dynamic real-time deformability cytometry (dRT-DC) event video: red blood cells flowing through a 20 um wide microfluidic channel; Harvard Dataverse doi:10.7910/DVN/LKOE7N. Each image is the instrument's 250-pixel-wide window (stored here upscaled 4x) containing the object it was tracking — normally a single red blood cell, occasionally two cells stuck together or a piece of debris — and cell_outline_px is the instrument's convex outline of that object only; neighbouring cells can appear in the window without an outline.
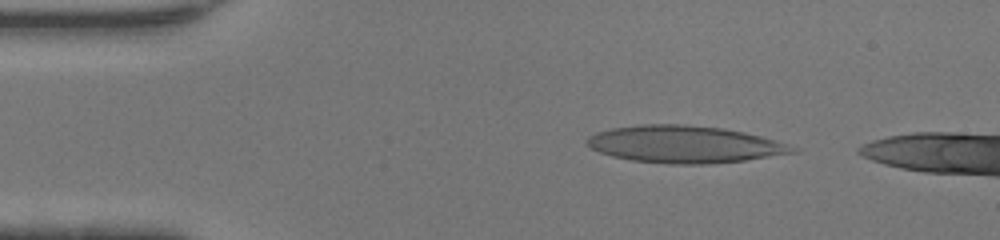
{"species": "human", "species_latin": "Homo sapiens", "temperature_condition": "warm", "stored_images_in_passage": 43, "camera_frame_rate_fps": 3000, "um_per_image_px": 0.085, "donor": {"sex": "female"}, "frame": {"image": 1, "passage_image": 6, "time_ms": 1.667, "image_size_px": [1000, 240], "cell_outline_px": [[800, 152], [744, 160], [712, 164], [668, 164], [632, 160], [612, 156], [600, 152], [584, 144], [584, 140], [588, 136], [596, 132], [612, 128], [640, 124], [684, 124], [724, 128], [744, 132], [776, 140], [800, 148]], "centroid_in_image_um": [58.19, 12.26], "position_along_channel_um": 26.8, "area_um2": 44.85}}
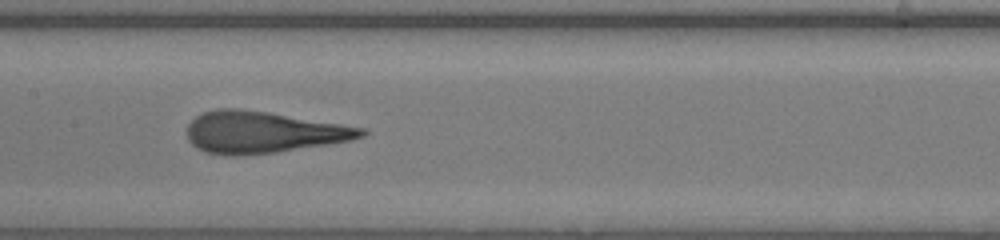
{"frame": {"image": 2, "passage_image": 21, "time_ms": 6.667, "image_size_px": [1000, 240], "cell_outline_px": [[368, 132], [364, 136], [352, 140], [328, 144], [276, 152], [236, 156], [204, 152], [196, 148], [188, 140], [188, 124], [196, 116], [204, 112], [216, 108], [240, 108], [268, 112], [368, 128]], "centroid_in_image_um": [22.37, 11.23], "position_along_channel_um": 185.0, "area_um2": 42.43}}
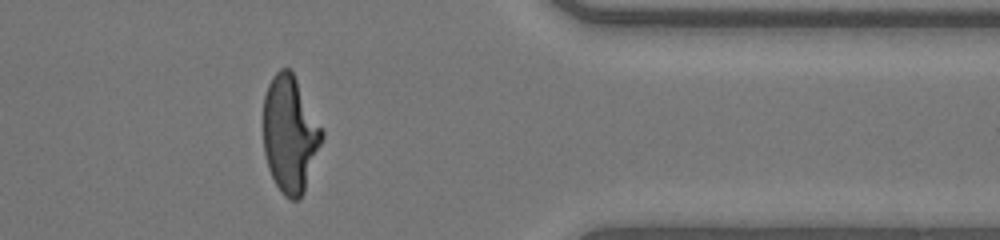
{"frame": {"image": 3, "passage_image": 36, "time_ms": 11.667, "image_size_px": [1000, 240], "cell_outline_px": [[324, 136], [304, 192], [300, 200], [292, 200], [284, 196], [280, 192], [268, 168], [264, 152], [264, 96], [268, 84], [272, 76], [280, 68], [288, 68], [292, 72], [324, 132]], "centroid_in_image_um": [24.64, 11.43], "position_along_channel_um": 386.8, "area_um2": 39.59}, "authors_computed_cell_mechanics": {"area_um2": 41.9628, "velocity_mm_per_s": 4.4344, "shape_relaxation_time_tau1_ms": 7.3316, "shape_relaxation_time_tau2_ms": 0.6483, "deformation_change_tau1": 0.3543, "deformation_change_tau2": 0.0914}}